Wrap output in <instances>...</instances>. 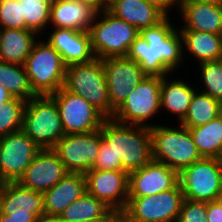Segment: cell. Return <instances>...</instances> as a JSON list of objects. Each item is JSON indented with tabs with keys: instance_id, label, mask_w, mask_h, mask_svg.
Returning a JSON list of instances; mask_svg holds the SVG:
<instances>
[{
	"instance_id": "cell-15",
	"label": "cell",
	"mask_w": 222,
	"mask_h": 222,
	"mask_svg": "<svg viewBox=\"0 0 222 222\" xmlns=\"http://www.w3.org/2000/svg\"><path fill=\"white\" fill-rule=\"evenodd\" d=\"M87 192L103 201L118 216L128 203V173L124 170H89L85 173Z\"/></svg>"
},
{
	"instance_id": "cell-42",
	"label": "cell",
	"mask_w": 222,
	"mask_h": 222,
	"mask_svg": "<svg viewBox=\"0 0 222 222\" xmlns=\"http://www.w3.org/2000/svg\"><path fill=\"white\" fill-rule=\"evenodd\" d=\"M119 0H101V11H108Z\"/></svg>"
},
{
	"instance_id": "cell-19",
	"label": "cell",
	"mask_w": 222,
	"mask_h": 222,
	"mask_svg": "<svg viewBox=\"0 0 222 222\" xmlns=\"http://www.w3.org/2000/svg\"><path fill=\"white\" fill-rule=\"evenodd\" d=\"M174 12L182 20L177 22L179 30L222 35V4L178 2Z\"/></svg>"
},
{
	"instance_id": "cell-24",
	"label": "cell",
	"mask_w": 222,
	"mask_h": 222,
	"mask_svg": "<svg viewBox=\"0 0 222 222\" xmlns=\"http://www.w3.org/2000/svg\"><path fill=\"white\" fill-rule=\"evenodd\" d=\"M61 222H119V216L87 191L58 218Z\"/></svg>"
},
{
	"instance_id": "cell-16",
	"label": "cell",
	"mask_w": 222,
	"mask_h": 222,
	"mask_svg": "<svg viewBox=\"0 0 222 222\" xmlns=\"http://www.w3.org/2000/svg\"><path fill=\"white\" fill-rule=\"evenodd\" d=\"M179 174L167 165L151 160L144 167L128 173V197H145L173 189Z\"/></svg>"
},
{
	"instance_id": "cell-44",
	"label": "cell",
	"mask_w": 222,
	"mask_h": 222,
	"mask_svg": "<svg viewBox=\"0 0 222 222\" xmlns=\"http://www.w3.org/2000/svg\"><path fill=\"white\" fill-rule=\"evenodd\" d=\"M39 222H61L58 218H41Z\"/></svg>"
},
{
	"instance_id": "cell-45",
	"label": "cell",
	"mask_w": 222,
	"mask_h": 222,
	"mask_svg": "<svg viewBox=\"0 0 222 222\" xmlns=\"http://www.w3.org/2000/svg\"><path fill=\"white\" fill-rule=\"evenodd\" d=\"M215 202H217L222 207V189L220 190V192L216 196Z\"/></svg>"
},
{
	"instance_id": "cell-38",
	"label": "cell",
	"mask_w": 222,
	"mask_h": 222,
	"mask_svg": "<svg viewBox=\"0 0 222 222\" xmlns=\"http://www.w3.org/2000/svg\"><path fill=\"white\" fill-rule=\"evenodd\" d=\"M207 221L222 222V207L215 201L207 202Z\"/></svg>"
},
{
	"instance_id": "cell-27",
	"label": "cell",
	"mask_w": 222,
	"mask_h": 222,
	"mask_svg": "<svg viewBox=\"0 0 222 222\" xmlns=\"http://www.w3.org/2000/svg\"><path fill=\"white\" fill-rule=\"evenodd\" d=\"M188 129L202 157L221 159L222 121L219 117L204 125Z\"/></svg>"
},
{
	"instance_id": "cell-11",
	"label": "cell",
	"mask_w": 222,
	"mask_h": 222,
	"mask_svg": "<svg viewBox=\"0 0 222 222\" xmlns=\"http://www.w3.org/2000/svg\"><path fill=\"white\" fill-rule=\"evenodd\" d=\"M101 130L65 134L52 148L68 173L85 174L93 167L102 140Z\"/></svg>"
},
{
	"instance_id": "cell-3",
	"label": "cell",
	"mask_w": 222,
	"mask_h": 222,
	"mask_svg": "<svg viewBox=\"0 0 222 222\" xmlns=\"http://www.w3.org/2000/svg\"><path fill=\"white\" fill-rule=\"evenodd\" d=\"M157 124L151 127L152 159L167 165L178 174L202 159L189 129L178 124Z\"/></svg>"
},
{
	"instance_id": "cell-32",
	"label": "cell",
	"mask_w": 222,
	"mask_h": 222,
	"mask_svg": "<svg viewBox=\"0 0 222 222\" xmlns=\"http://www.w3.org/2000/svg\"><path fill=\"white\" fill-rule=\"evenodd\" d=\"M119 222H157V208L154 195L128 197L127 206L119 215Z\"/></svg>"
},
{
	"instance_id": "cell-47",
	"label": "cell",
	"mask_w": 222,
	"mask_h": 222,
	"mask_svg": "<svg viewBox=\"0 0 222 222\" xmlns=\"http://www.w3.org/2000/svg\"><path fill=\"white\" fill-rule=\"evenodd\" d=\"M220 63H221V65H222V51H221V53H220V57H219V60H218Z\"/></svg>"
},
{
	"instance_id": "cell-25",
	"label": "cell",
	"mask_w": 222,
	"mask_h": 222,
	"mask_svg": "<svg viewBox=\"0 0 222 222\" xmlns=\"http://www.w3.org/2000/svg\"><path fill=\"white\" fill-rule=\"evenodd\" d=\"M179 31L183 39L184 61L193 59L192 61H195L194 65H197L203 62L219 60L222 51V35L196 30Z\"/></svg>"
},
{
	"instance_id": "cell-35",
	"label": "cell",
	"mask_w": 222,
	"mask_h": 222,
	"mask_svg": "<svg viewBox=\"0 0 222 222\" xmlns=\"http://www.w3.org/2000/svg\"><path fill=\"white\" fill-rule=\"evenodd\" d=\"M0 29H26L20 0H0Z\"/></svg>"
},
{
	"instance_id": "cell-9",
	"label": "cell",
	"mask_w": 222,
	"mask_h": 222,
	"mask_svg": "<svg viewBox=\"0 0 222 222\" xmlns=\"http://www.w3.org/2000/svg\"><path fill=\"white\" fill-rule=\"evenodd\" d=\"M179 183L184 199L200 202L215 201L222 189V161L206 158L194 162L181 173Z\"/></svg>"
},
{
	"instance_id": "cell-7",
	"label": "cell",
	"mask_w": 222,
	"mask_h": 222,
	"mask_svg": "<svg viewBox=\"0 0 222 222\" xmlns=\"http://www.w3.org/2000/svg\"><path fill=\"white\" fill-rule=\"evenodd\" d=\"M22 130L41 149H52L65 135L58 106L50 95L27 101Z\"/></svg>"
},
{
	"instance_id": "cell-5",
	"label": "cell",
	"mask_w": 222,
	"mask_h": 222,
	"mask_svg": "<svg viewBox=\"0 0 222 222\" xmlns=\"http://www.w3.org/2000/svg\"><path fill=\"white\" fill-rule=\"evenodd\" d=\"M89 34L94 56L102 60L126 57L140 31L109 11H101L97 12Z\"/></svg>"
},
{
	"instance_id": "cell-34",
	"label": "cell",
	"mask_w": 222,
	"mask_h": 222,
	"mask_svg": "<svg viewBox=\"0 0 222 222\" xmlns=\"http://www.w3.org/2000/svg\"><path fill=\"white\" fill-rule=\"evenodd\" d=\"M27 101L12 97L0 104V137L22 130Z\"/></svg>"
},
{
	"instance_id": "cell-37",
	"label": "cell",
	"mask_w": 222,
	"mask_h": 222,
	"mask_svg": "<svg viewBox=\"0 0 222 222\" xmlns=\"http://www.w3.org/2000/svg\"><path fill=\"white\" fill-rule=\"evenodd\" d=\"M93 170H121V161H116L115 153L111 145L108 144L103 138L99 147L97 159L91 168Z\"/></svg>"
},
{
	"instance_id": "cell-20",
	"label": "cell",
	"mask_w": 222,
	"mask_h": 222,
	"mask_svg": "<svg viewBox=\"0 0 222 222\" xmlns=\"http://www.w3.org/2000/svg\"><path fill=\"white\" fill-rule=\"evenodd\" d=\"M175 74V72L169 73L165 77H162L161 114L162 112L169 113L171 121L176 119L173 123L177 122L179 124L185 118L197 87L194 84L195 82L191 83V78L190 80L188 78L185 79V77L181 78L182 74L179 78Z\"/></svg>"
},
{
	"instance_id": "cell-14",
	"label": "cell",
	"mask_w": 222,
	"mask_h": 222,
	"mask_svg": "<svg viewBox=\"0 0 222 222\" xmlns=\"http://www.w3.org/2000/svg\"><path fill=\"white\" fill-rule=\"evenodd\" d=\"M102 62L110 104L116 111L125 102L133 88L147 75L136 61L127 57L105 58Z\"/></svg>"
},
{
	"instance_id": "cell-43",
	"label": "cell",
	"mask_w": 222,
	"mask_h": 222,
	"mask_svg": "<svg viewBox=\"0 0 222 222\" xmlns=\"http://www.w3.org/2000/svg\"><path fill=\"white\" fill-rule=\"evenodd\" d=\"M178 2L222 4V0H178Z\"/></svg>"
},
{
	"instance_id": "cell-12",
	"label": "cell",
	"mask_w": 222,
	"mask_h": 222,
	"mask_svg": "<svg viewBox=\"0 0 222 222\" xmlns=\"http://www.w3.org/2000/svg\"><path fill=\"white\" fill-rule=\"evenodd\" d=\"M50 96L58 106L65 134H85L101 128L105 117L81 96L64 87Z\"/></svg>"
},
{
	"instance_id": "cell-21",
	"label": "cell",
	"mask_w": 222,
	"mask_h": 222,
	"mask_svg": "<svg viewBox=\"0 0 222 222\" xmlns=\"http://www.w3.org/2000/svg\"><path fill=\"white\" fill-rule=\"evenodd\" d=\"M86 191L85 174L67 173L43 193L44 218H59L63 211Z\"/></svg>"
},
{
	"instance_id": "cell-22",
	"label": "cell",
	"mask_w": 222,
	"mask_h": 222,
	"mask_svg": "<svg viewBox=\"0 0 222 222\" xmlns=\"http://www.w3.org/2000/svg\"><path fill=\"white\" fill-rule=\"evenodd\" d=\"M97 11L79 0H52L49 28L89 32Z\"/></svg>"
},
{
	"instance_id": "cell-8",
	"label": "cell",
	"mask_w": 222,
	"mask_h": 222,
	"mask_svg": "<svg viewBox=\"0 0 222 222\" xmlns=\"http://www.w3.org/2000/svg\"><path fill=\"white\" fill-rule=\"evenodd\" d=\"M161 84L162 77L146 76L115 111L113 119L135 126L151 128L157 125L154 120L161 114Z\"/></svg>"
},
{
	"instance_id": "cell-13",
	"label": "cell",
	"mask_w": 222,
	"mask_h": 222,
	"mask_svg": "<svg viewBox=\"0 0 222 222\" xmlns=\"http://www.w3.org/2000/svg\"><path fill=\"white\" fill-rule=\"evenodd\" d=\"M40 150L23 130L0 137V183L18 182Z\"/></svg>"
},
{
	"instance_id": "cell-31",
	"label": "cell",
	"mask_w": 222,
	"mask_h": 222,
	"mask_svg": "<svg viewBox=\"0 0 222 222\" xmlns=\"http://www.w3.org/2000/svg\"><path fill=\"white\" fill-rule=\"evenodd\" d=\"M195 72L199 76V85L197 89L202 91L212 98L222 101V65L217 61H208L200 63L196 66ZM201 80V81H200ZM201 85V86H200ZM200 86V87H199Z\"/></svg>"
},
{
	"instance_id": "cell-2",
	"label": "cell",
	"mask_w": 222,
	"mask_h": 222,
	"mask_svg": "<svg viewBox=\"0 0 222 222\" xmlns=\"http://www.w3.org/2000/svg\"><path fill=\"white\" fill-rule=\"evenodd\" d=\"M103 139L111 145L121 170L130 173L152 160L151 128L124 124L113 118H105L101 125Z\"/></svg>"
},
{
	"instance_id": "cell-33",
	"label": "cell",
	"mask_w": 222,
	"mask_h": 222,
	"mask_svg": "<svg viewBox=\"0 0 222 222\" xmlns=\"http://www.w3.org/2000/svg\"><path fill=\"white\" fill-rule=\"evenodd\" d=\"M157 208V222H177L184 201L180 183L173 189L154 195Z\"/></svg>"
},
{
	"instance_id": "cell-23",
	"label": "cell",
	"mask_w": 222,
	"mask_h": 222,
	"mask_svg": "<svg viewBox=\"0 0 222 222\" xmlns=\"http://www.w3.org/2000/svg\"><path fill=\"white\" fill-rule=\"evenodd\" d=\"M108 11L139 31L159 24L168 16L160 6L146 0H119Z\"/></svg>"
},
{
	"instance_id": "cell-30",
	"label": "cell",
	"mask_w": 222,
	"mask_h": 222,
	"mask_svg": "<svg viewBox=\"0 0 222 222\" xmlns=\"http://www.w3.org/2000/svg\"><path fill=\"white\" fill-rule=\"evenodd\" d=\"M22 16L26 29L37 33L40 37L49 28L52 0H20Z\"/></svg>"
},
{
	"instance_id": "cell-28",
	"label": "cell",
	"mask_w": 222,
	"mask_h": 222,
	"mask_svg": "<svg viewBox=\"0 0 222 222\" xmlns=\"http://www.w3.org/2000/svg\"><path fill=\"white\" fill-rule=\"evenodd\" d=\"M219 103V100L197 89L185 118L179 124L186 128H195L210 122L218 117Z\"/></svg>"
},
{
	"instance_id": "cell-46",
	"label": "cell",
	"mask_w": 222,
	"mask_h": 222,
	"mask_svg": "<svg viewBox=\"0 0 222 222\" xmlns=\"http://www.w3.org/2000/svg\"><path fill=\"white\" fill-rule=\"evenodd\" d=\"M218 117H219V118L221 119V121H222V101H220V103H219Z\"/></svg>"
},
{
	"instance_id": "cell-36",
	"label": "cell",
	"mask_w": 222,
	"mask_h": 222,
	"mask_svg": "<svg viewBox=\"0 0 222 222\" xmlns=\"http://www.w3.org/2000/svg\"><path fill=\"white\" fill-rule=\"evenodd\" d=\"M177 222H208L207 202L184 199Z\"/></svg>"
},
{
	"instance_id": "cell-17",
	"label": "cell",
	"mask_w": 222,
	"mask_h": 222,
	"mask_svg": "<svg viewBox=\"0 0 222 222\" xmlns=\"http://www.w3.org/2000/svg\"><path fill=\"white\" fill-rule=\"evenodd\" d=\"M47 41L62 57L66 66L89 63L95 59L89 32L70 28H48Z\"/></svg>"
},
{
	"instance_id": "cell-4",
	"label": "cell",
	"mask_w": 222,
	"mask_h": 222,
	"mask_svg": "<svg viewBox=\"0 0 222 222\" xmlns=\"http://www.w3.org/2000/svg\"><path fill=\"white\" fill-rule=\"evenodd\" d=\"M44 38L38 39L24 63L36 96L52 95L64 87L67 70L60 54Z\"/></svg>"
},
{
	"instance_id": "cell-10",
	"label": "cell",
	"mask_w": 222,
	"mask_h": 222,
	"mask_svg": "<svg viewBox=\"0 0 222 222\" xmlns=\"http://www.w3.org/2000/svg\"><path fill=\"white\" fill-rule=\"evenodd\" d=\"M44 218L43 193L19 182L0 183V222H39Z\"/></svg>"
},
{
	"instance_id": "cell-26",
	"label": "cell",
	"mask_w": 222,
	"mask_h": 222,
	"mask_svg": "<svg viewBox=\"0 0 222 222\" xmlns=\"http://www.w3.org/2000/svg\"><path fill=\"white\" fill-rule=\"evenodd\" d=\"M39 38L28 29H0V60L24 65Z\"/></svg>"
},
{
	"instance_id": "cell-18",
	"label": "cell",
	"mask_w": 222,
	"mask_h": 222,
	"mask_svg": "<svg viewBox=\"0 0 222 222\" xmlns=\"http://www.w3.org/2000/svg\"><path fill=\"white\" fill-rule=\"evenodd\" d=\"M67 173L64 164L52 149H41L18 182L24 187L44 193Z\"/></svg>"
},
{
	"instance_id": "cell-40",
	"label": "cell",
	"mask_w": 222,
	"mask_h": 222,
	"mask_svg": "<svg viewBox=\"0 0 222 222\" xmlns=\"http://www.w3.org/2000/svg\"><path fill=\"white\" fill-rule=\"evenodd\" d=\"M11 98V94L6 90V88L2 84H0V104L9 101Z\"/></svg>"
},
{
	"instance_id": "cell-29",
	"label": "cell",
	"mask_w": 222,
	"mask_h": 222,
	"mask_svg": "<svg viewBox=\"0 0 222 222\" xmlns=\"http://www.w3.org/2000/svg\"><path fill=\"white\" fill-rule=\"evenodd\" d=\"M0 84L12 97L28 101L36 96L31 89L24 65L0 60Z\"/></svg>"
},
{
	"instance_id": "cell-1",
	"label": "cell",
	"mask_w": 222,
	"mask_h": 222,
	"mask_svg": "<svg viewBox=\"0 0 222 222\" xmlns=\"http://www.w3.org/2000/svg\"><path fill=\"white\" fill-rule=\"evenodd\" d=\"M172 15L155 26L141 29L128 50L126 57L136 61L147 76L165 77L189 65L184 61L183 39L174 21L178 17Z\"/></svg>"
},
{
	"instance_id": "cell-6",
	"label": "cell",
	"mask_w": 222,
	"mask_h": 222,
	"mask_svg": "<svg viewBox=\"0 0 222 222\" xmlns=\"http://www.w3.org/2000/svg\"><path fill=\"white\" fill-rule=\"evenodd\" d=\"M64 88L84 98L105 118H113L104 66L101 59L67 66Z\"/></svg>"
},
{
	"instance_id": "cell-39",
	"label": "cell",
	"mask_w": 222,
	"mask_h": 222,
	"mask_svg": "<svg viewBox=\"0 0 222 222\" xmlns=\"http://www.w3.org/2000/svg\"><path fill=\"white\" fill-rule=\"evenodd\" d=\"M160 6L168 15L171 14L173 9L177 10L178 0H146Z\"/></svg>"
},
{
	"instance_id": "cell-41",
	"label": "cell",
	"mask_w": 222,
	"mask_h": 222,
	"mask_svg": "<svg viewBox=\"0 0 222 222\" xmlns=\"http://www.w3.org/2000/svg\"><path fill=\"white\" fill-rule=\"evenodd\" d=\"M82 3L90 5L97 12H101V0H79Z\"/></svg>"
}]
</instances>
